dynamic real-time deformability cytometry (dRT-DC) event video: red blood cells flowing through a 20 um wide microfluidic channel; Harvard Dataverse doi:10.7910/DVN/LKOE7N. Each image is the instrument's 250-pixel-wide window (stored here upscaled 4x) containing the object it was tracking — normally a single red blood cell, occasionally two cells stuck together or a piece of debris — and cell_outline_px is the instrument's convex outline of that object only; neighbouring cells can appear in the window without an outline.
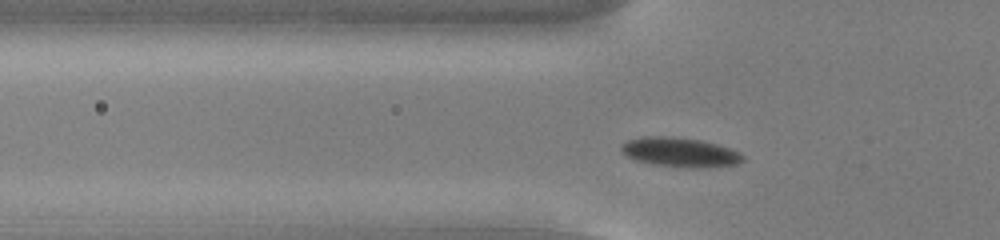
{"species": "common noctule bat (a hibernating species)", "species_latin": "Nyctalus noctula", "temperature_condition": "cold", "stored_images_in_passage": 45, "camera_frame_rate_fps": 3000, "um_per_image_px": 0.085, "animal": {"sex": "male", "body_mass_g": 13.0, "forearm_length_mm": 53.1}, "frame": {"image": 1, "passage_image": 8, "time_ms": 2.333, "image_size_px": [1000, 240], "cell_outline_px": [[744, 160], [736, 164], [708, 168], [680, 168], [652, 164], [636, 160], [620, 152], [620, 144], [628, 140], [640, 136], [672, 136], [704, 140], [740, 152], [744, 156]], "centroid_in_image_um": [57.78, 12.94], "position_along_channel_um": 68.0, "area_um2": 21.33}}
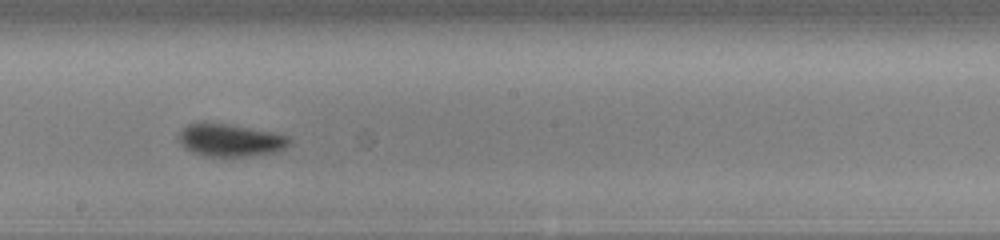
{"frame": {"image": 2, "passage_image": 21, "time_ms": 6.667, "image_size_px": [1000, 240], "cell_outline_px": [[292, 140], [284, 148], [276, 152], [248, 156], [204, 156], [192, 152], [184, 148], [176, 140], [176, 136], [188, 124], [204, 120], [228, 124], [272, 132], [288, 136]], "centroid_in_image_um": [19.49, 11.89], "position_along_channel_um": 228.7, "area_um2": 21.39}}
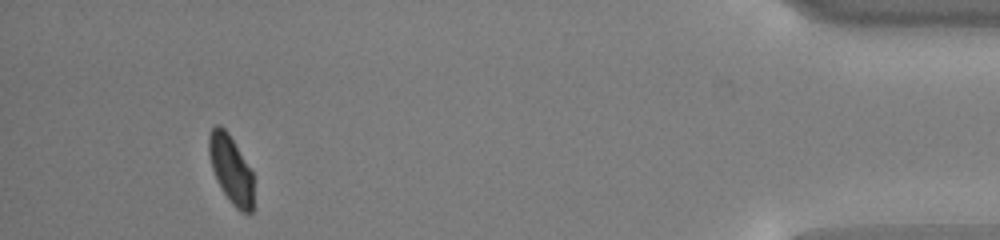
{"frame": {"image": 3, "passage_image": 41, "time_ms": 13.333, "image_size_px": [1000, 240], "cell_outline_px": [[252, 212], [240, 212], [232, 204], [224, 192], [212, 168], [208, 152], [208, 136], [212, 128], [216, 124], [220, 124], [228, 132], [252, 172]], "centroid_in_image_um": [19.6, 14.35], "position_along_channel_um": 415.6, "area_um2": 17.28}, "authors_computed_cell_mechanics": {"area_um2": 19.7676, "velocity_mm_per_s": 3.7408, "shape_relaxation_time_tau1_ms": 1.7184, "shape_relaxation_time_tau2_ms": null, "deformation_change_tau1": 0.0798, "deformation_change_tau2": null}}